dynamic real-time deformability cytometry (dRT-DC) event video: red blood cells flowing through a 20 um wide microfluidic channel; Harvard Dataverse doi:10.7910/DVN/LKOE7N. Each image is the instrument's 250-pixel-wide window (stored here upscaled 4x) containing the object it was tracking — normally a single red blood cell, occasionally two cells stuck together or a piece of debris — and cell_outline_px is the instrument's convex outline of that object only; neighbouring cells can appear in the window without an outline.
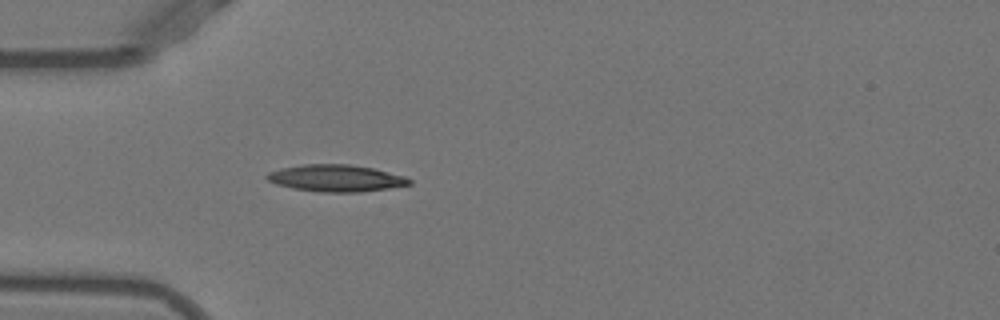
{"species": "Egyptian fruit bat (a non-hibernating species)", "species_latin": "Rousettus aegyptiacus", "temperature_condition": "warm", "stored_images_in_passage": 37, "camera_frame_rate_fps": 3000, "um_per_image_px": 0.085, "animal": {"sex": "female"}, "frame": {"image": 1, "passage_image": 1, "time_ms": 0.0, "image_size_px": [1000, 320], "cell_outline_px": [[412, 184], [388, 188], [360, 192], [320, 192], [292, 188], [276, 184], [268, 180], [264, 176], [268, 172], [280, 168], [304, 164], [348, 164], [372, 168], [404, 176], [412, 180]], "centroid_in_image_um": [28.53, 15.14], "position_along_channel_um": 56.5, "area_um2": 22.25}}
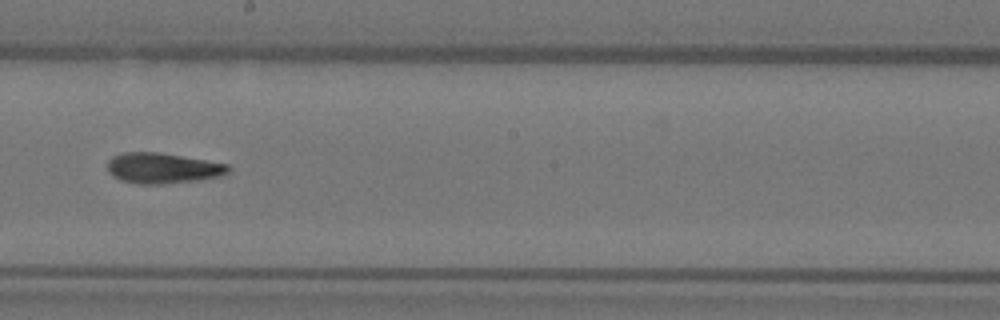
{"frame": {"image": 2, "passage_image": 15, "time_ms": 4.667, "image_size_px": [1000, 320], "cell_outline_px": [[232, 168], [224, 176], [200, 180], [160, 184], [140, 184], [120, 180], [112, 176], [108, 172], [108, 160], [112, 156], [124, 152], [160, 152], [228, 164]], "centroid_in_image_um": [13.84, 14.29], "position_along_channel_um": 234.4, "area_um2": 21.73}}
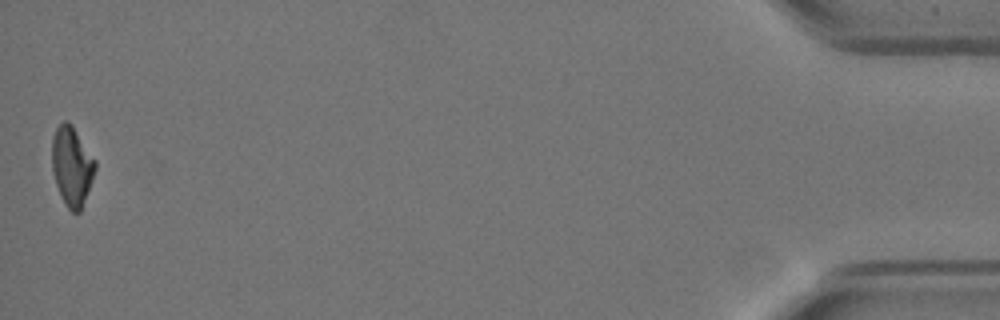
{"frame": {"image": 3, "passage_image": 37, "time_ms": 12.0, "image_size_px": [1000, 320], "cell_outline_px": [[96, 168], [92, 180], [80, 212], [72, 212], [64, 204], [60, 196], [52, 172], [52, 136], [56, 128], [64, 120], [68, 120], [72, 124], [96, 160]], "centroid_in_image_um": [6.1, 14.1], "position_along_channel_um": 429.1, "area_um2": 20.11}, "authors_computed_cell_mechanics": {"area_um2": 20.9814, "velocity_mm_per_s": 3.9218, "shape_relaxation_time_tau1_ms": 8.2036, "shape_relaxation_time_tau2_ms": 4.0187, "deformation_change_tau1": 0.2589, "deformation_change_tau2": 0.1299}}